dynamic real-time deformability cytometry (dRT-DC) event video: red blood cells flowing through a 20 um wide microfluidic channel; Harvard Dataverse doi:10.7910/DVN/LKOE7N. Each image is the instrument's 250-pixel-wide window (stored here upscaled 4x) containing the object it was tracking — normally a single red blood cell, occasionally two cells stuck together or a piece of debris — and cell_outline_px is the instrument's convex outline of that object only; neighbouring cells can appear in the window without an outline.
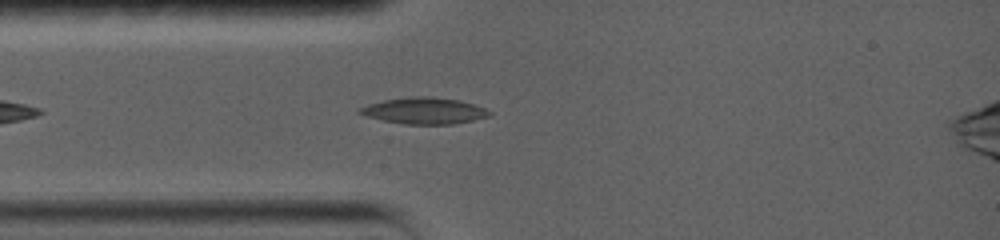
{"species": "common noctule bat (a hibernating species)", "species_latin": "Nyctalus noctula", "temperature_condition": "warm", "stored_images_in_passage": 21, "camera_frame_rate_fps": 5000, "um_per_image_px": 0.085, "animal": {"sex": "female", "body_mass_g": 19.0, "forearm_length_mm": 56.7}, "frame": {"image": 1, "passage_image": 6, "time_ms": 1.0, "image_size_px": [1000, 240], "cell_outline_px": [[492, 116], [452, 124], [404, 124], [384, 120], [368, 116], [356, 112], [356, 108], [368, 104], [384, 100], [412, 96], [428, 96], [460, 100], [484, 108], [492, 112]], "centroid_in_image_um": [36.05, 9.41], "position_along_channel_um": 49.0, "area_um2": 19.88}}
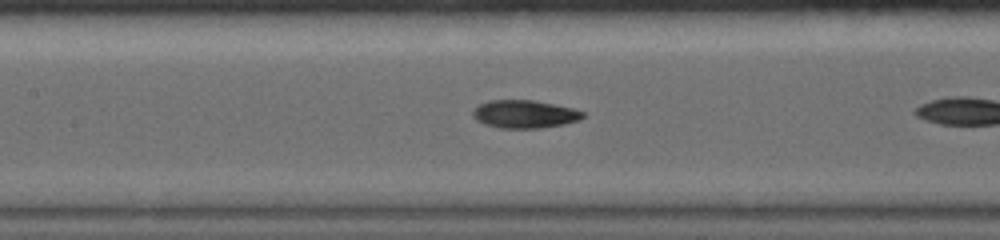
{"frame": {"image": 2, "passage_image": 11, "time_ms": 2.0, "image_size_px": [1000, 240], "cell_outline_px": [[584, 116], [580, 120], [564, 124], [540, 128], [500, 128], [484, 124], [476, 120], [472, 116], [472, 112], [480, 104], [488, 100], [536, 100], [572, 108], [584, 112]], "centroid_in_image_um": [44.58, 9.7], "position_along_channel_um": 162.8, "area_um2": 17.98}}
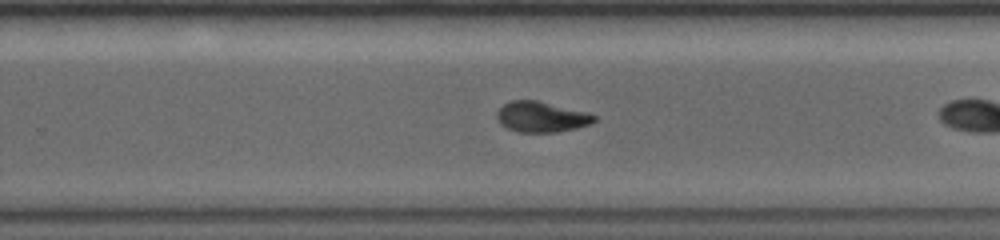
{"frame": {"image": 3, "passage_image": 20, "time_ms": 3.8, "image_size_px": [1000, 240], "cell_outline_px": [[596, 120], [592, 124], [576, 128], [556, 132], [516, 132], [500, 124], [496, 120], [496, 112], [504, 104], [512, 100], [536, 100], [588, 112], [596, 116]], "centroid_in_image_um": [46.01, 9.94], "position_along_channel_um": 283.8, "area_um2": 17.46}}